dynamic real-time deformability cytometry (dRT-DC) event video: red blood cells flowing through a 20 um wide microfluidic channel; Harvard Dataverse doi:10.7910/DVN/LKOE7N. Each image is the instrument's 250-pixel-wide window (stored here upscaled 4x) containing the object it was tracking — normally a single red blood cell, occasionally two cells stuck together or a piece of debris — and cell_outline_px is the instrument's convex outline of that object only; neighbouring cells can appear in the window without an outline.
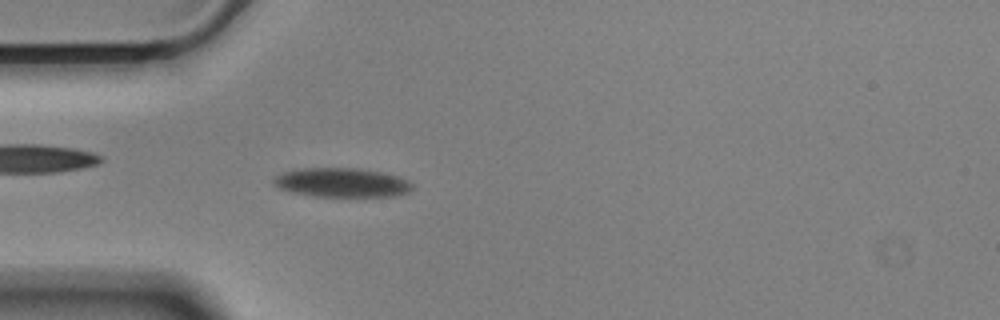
{"species": "Egyptian fruit bat (a non-hibernating species)", "species_latin": "Rousettus aegyptiacus", "temperature_condition": "cold", "stored_images_in_passage": 42, "camera_frame_rate_fps": 3000, "um_per_image_px": 0.085, "animal": {"sex": "male"}, "frame": {"image": 1, "passage_image": 1, "time_ms": 0.0, "image_size_px": [1000, 320], "cell_outline_px": [[412, 188], [408, 192], [396, 196], [312, 196], [288, 192], [280, 188], [272, 180], [276, 176], [284, 172], [304, 168], [360, 168], [380, 172], [396, 176], [408, 180], [412, 184]], "centroid_in_image_um": [29.05, 15.52], "position_along_channel_um": 56.0, "area_um2": 23.41}}
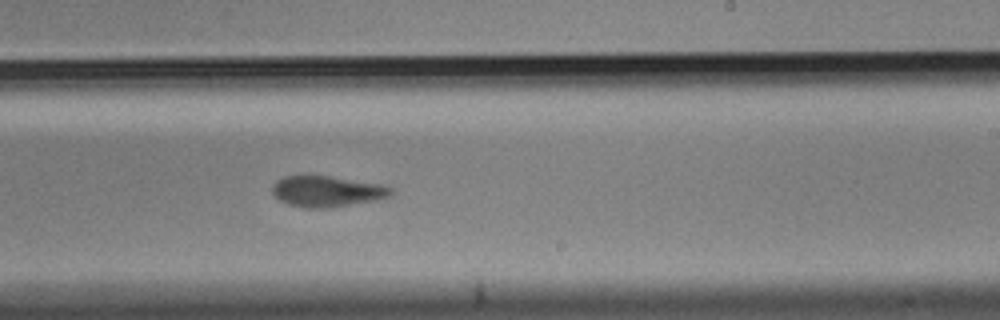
{"frame": {"image": 2, "passage_image": 19, "time_ms": 6.0, "image_size_px": [1000, 320], "cell_outline_px": [[392, 196], [376, 200], [324, 208], [308, 208], [288, 204], [280, 200], [272, 192], [272, 184], [276, 180], [284, 176], [328, 176], [384, 184], [392, 188]], "centroid_in_image_um": [27.8, 16.25], "position_along_channel_um": 261.2, "area_um2": 21.27}}
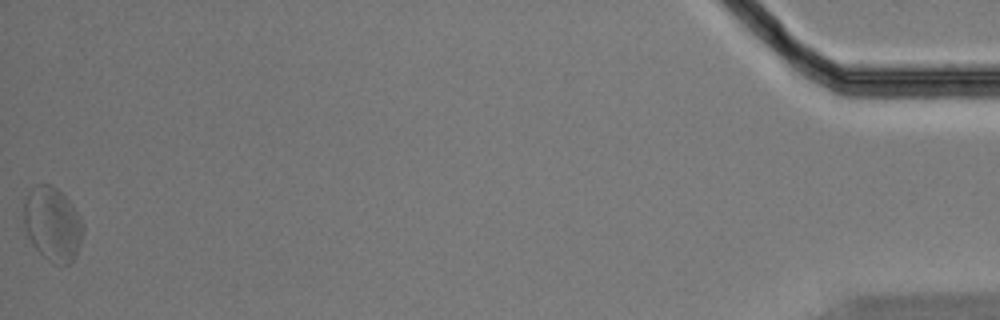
{"frame": {"image": 3, "passage_image": 42, "time_ms": 13.667, "image_size_px": [1000, 320], "cell_outline_px": [[84, 228], [76, 256], [68, 264], [56, 264], [48, 260], [32, 244], [28, 236], [24, 224], [24, 200], [28, 192], [36, 184], [52, 184], [72, 204], [80, 216], [84, 224]], "centroid_in_image_um": [4.47, 19.03], "position_along_channel_um": 430.7, "area_um2": 25.43}, "authors_computed_cell_mechanics": {"area_um2": 22.9466, "velocity_mm_per_s": 3.4975, "shape_relaxation_time_tau1_ms": 5.2837, "shape_relaxation_time_tau2_ms": 3.36, "deformation_change_tau1": 0.1121, "deformation_change_tau2": 0.0996}}